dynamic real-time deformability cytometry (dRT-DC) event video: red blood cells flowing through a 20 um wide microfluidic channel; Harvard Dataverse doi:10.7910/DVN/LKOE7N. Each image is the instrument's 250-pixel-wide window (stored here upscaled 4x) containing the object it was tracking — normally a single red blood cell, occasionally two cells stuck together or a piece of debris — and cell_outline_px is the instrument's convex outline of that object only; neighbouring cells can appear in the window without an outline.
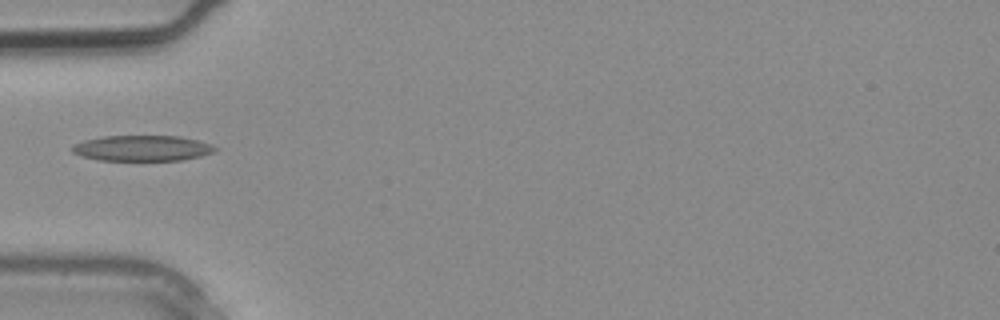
{"species": "common noctule bat (a hibernating species)", "species_latin": "Nyctalus noctula", "temperature_condition": "warm", "stored_images_in_passage": 2, "camera_frame_rate_fps": 3000, "um_per_image_px": 0.085, "animal": {"sex": "male", "body_mass_g": 20.4}, "frame": {"image": 1, "passage_image": 2, "time_ms": 0.333, "image_size_px": [1000, 320], "cell_outline_px": [[216, 148], [212, 152], [200, 156], [184, 160], [96, 160], [80, 156], [72, 152], [72, 148], [76, 144], [84, 140], [104, 136], [180, 136], [196, 140], [208, 144]], "centroid_in_image_um": [12.04, 12.6], "position_along_channel_um": 73.0, "area_um2": 21.1}}